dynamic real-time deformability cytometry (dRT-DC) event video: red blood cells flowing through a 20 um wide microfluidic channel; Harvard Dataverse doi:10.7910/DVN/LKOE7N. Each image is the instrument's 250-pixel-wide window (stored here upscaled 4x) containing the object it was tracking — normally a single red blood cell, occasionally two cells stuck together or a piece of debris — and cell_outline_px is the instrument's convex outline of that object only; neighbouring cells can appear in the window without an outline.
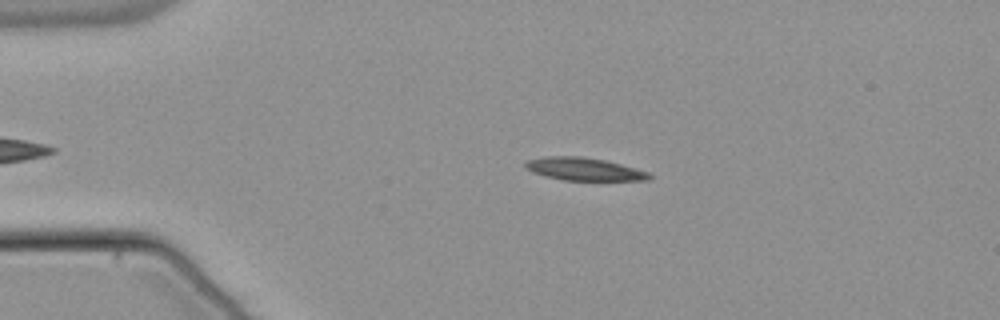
{"species": "common noctule bat (a hibernating species)", "species_latin": "Nyctalus noctula", "temperature_condition": "warm", "stored_images_in_passage": 44, "camera_frame_rate_fps": 3000, "um_per_image_px": 0.085, "animal": {"sex": "male", "body_mass_g": 21.5, "forearm_length_mm": 52.0}, "frame": {"image": 1, "passage_image": 8, "time_ms": 2.333, "image_size_px": [1000, 320], "cell_outline_px": [[652, 176], [648, 180], [564, 180], [532, 172], [524, 168], [524, 164], [528, 160], [544, 156], [584, 156], [604, 160], [620, 164], [648, 172]], "centroid_in_image_um": [49.61, 14.36], "position_along_channel_um": 35.4, "area_um2": 16.3}}
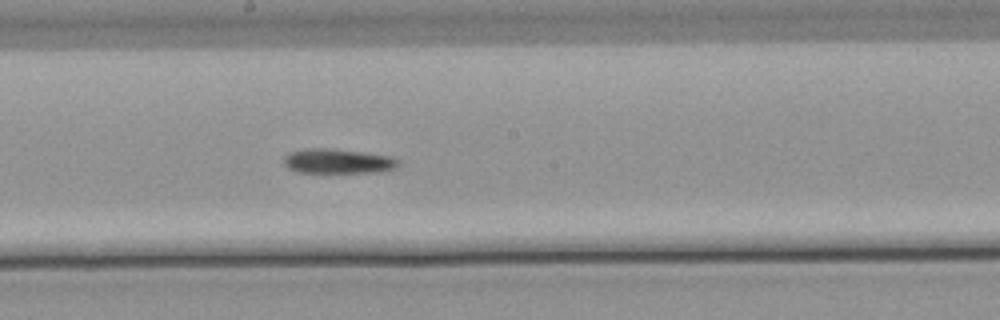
{"frame": {"image": 2, "passage_image": 26, "time_ms": 8.333, "image_size_px": [1000, 320], "cell_outline_px": [[400, 164], [396, 168], [380, 172], [296, 172], [288, 168], [284, 164], [284, 156], [288, 152], [304, 148], [332, 148], [364, 152], [392, 156], [400, 160]], "centroid_in_image_um": [28.73, 13.69], "position_along_channel_um": 219.5, "area_um2": 16.76}}
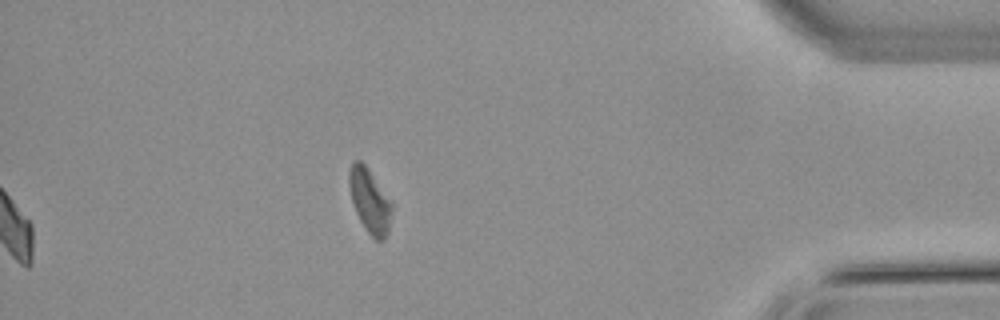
{"frame": {"image": 3, "passage_image": 44, "time_ms": 14.333, "image_size_px": [1000, 320], "cell_outline_px": [[392, 212], [388, 232], [384, 240], [376, 240], [364, 228], [356, 212], [352, 200], [348, 184], [348, 172], [352, 164], [356, 160], [360, 160], [368, 168], [392, 204]], "centroid_in_image_um": [31.42, 17.08], "position_along_channel_um": 403.8, "area_um2": 15.72}}